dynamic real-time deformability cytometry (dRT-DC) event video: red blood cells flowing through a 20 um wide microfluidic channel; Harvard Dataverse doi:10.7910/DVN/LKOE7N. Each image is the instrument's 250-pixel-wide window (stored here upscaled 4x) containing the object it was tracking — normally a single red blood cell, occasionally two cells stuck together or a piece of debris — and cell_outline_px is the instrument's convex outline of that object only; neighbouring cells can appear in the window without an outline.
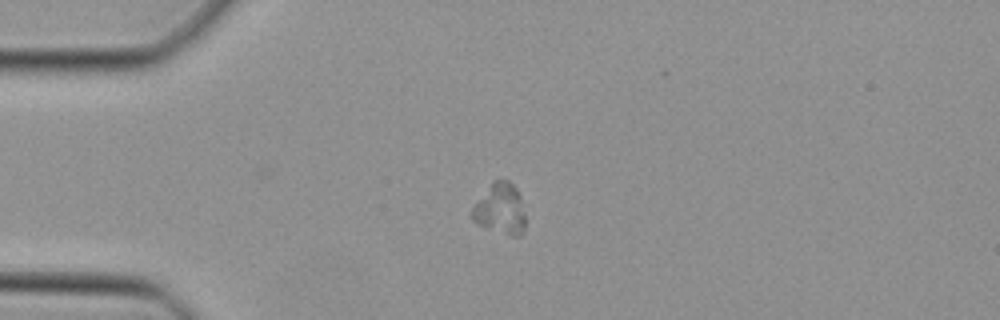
{"species": "Egyptian fruit bat (a non-hibernating species)", "species_latin": "Rousettus aegyptiacus", "temperature_condition": "cold", "stored_images_in_passage": 34, "camera_frame_rate_fps": 3000, "um_per_image_px": 0.085, "animal": {"sex": "female"}, "frame": {"image": 1, "passage_image": 12, "time_ms": 3.667, "image_size_px": [1000, 320], "cell_outline_px": [[524, 232], [520, 236], [512, 236], [476, 224], [472, 220], [472, 208], [476, 200], [492, 180], [508, 180], [516, 188], [520, 196], [524, 212]], "centroid_in_image_um": [42.5, 17.75], "position_along_channel_um": 42.5, "area_um2": 15.9}}
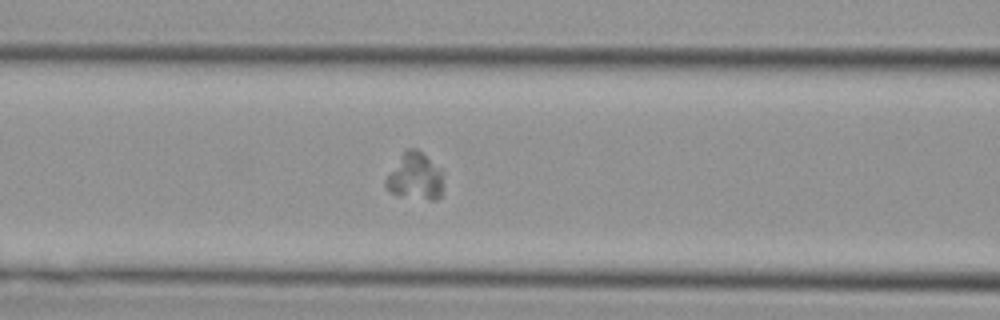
{"frame": {"image": 2, "passage_image": 20, "time_ms": 6.333, "image_size_px": [1000, 320], "cell_outline_px": [[444, 172], [440, 196], [436, 200], [428, 200], [396, 196], [384, 188], [384, 180], [400, 156], [408, 148], [416, 148], [440, 168]], "centroid_in_image_um": [35.27, 15.04], "position_along_channel_um": 131.3, "area_um2": 15.95}}
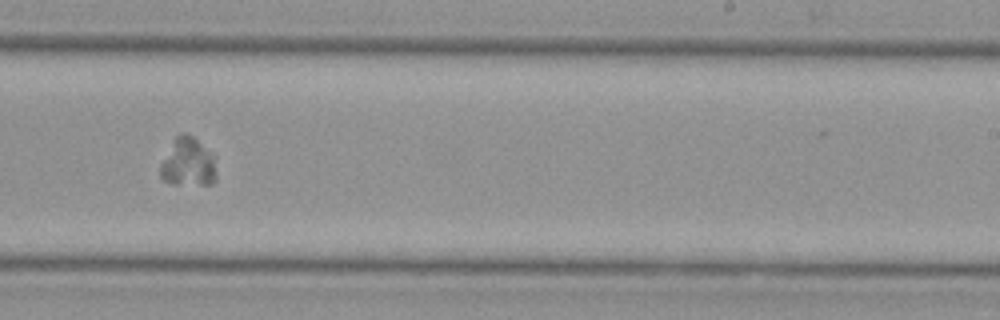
{"frame": {"image": 3, "passage_image": 30, "time_ms": 9.667, "image_size_px": [1000, 320], "cell_outline_px": [[216, 180], [212, 184], [172, 184], [164, 180], [160, 176], [160, 164], [172, 140], [180, 132], [188, 132], [212, 152], [216, 156]], "centroid_in_image_um": [16.0, 13.77], "position_along_channel_um": 273.0, "area_um2": 16.36}}